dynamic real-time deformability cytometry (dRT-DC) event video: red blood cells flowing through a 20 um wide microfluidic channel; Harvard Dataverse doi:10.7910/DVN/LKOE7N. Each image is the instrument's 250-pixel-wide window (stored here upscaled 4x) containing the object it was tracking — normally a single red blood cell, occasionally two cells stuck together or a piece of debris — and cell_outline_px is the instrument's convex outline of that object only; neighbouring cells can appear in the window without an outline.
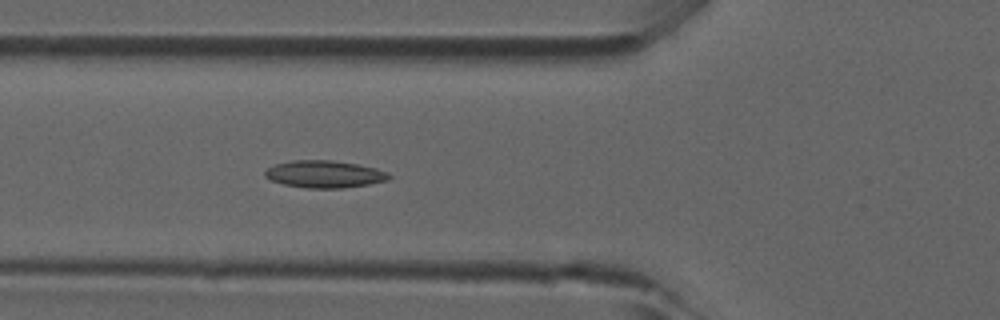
{"species": "common noctule bat (a hibernating species)", "species_latin": "Nyctalus noctula", "temperature_condition": "room temperature", "stored_images_in_passage": 16, "camera_frame_rate_fps": 3000, "um_per_image_px": 0.085, "animal": {"sex": "male", "forearm_length_mm": 52.5}, "frame": {"image": 1, "passage_image": 7, "time_ms": 2.0, "image_size_px": [1000, 320], "cell_outline_px": [[392, 176], [388, 180], [368, 184], [344, 188], [308, 188], [284, 184], [272, 180], [264, 176], [264, 172], [268, 168], [276, 164], [292, 160], [332, 160], [356, 164], [376, 168], [388, 172]], "centroid_in_image_um": [27.6, 14.8], "position_along_channel_um": 98.2, "area_um2": 19.59}}
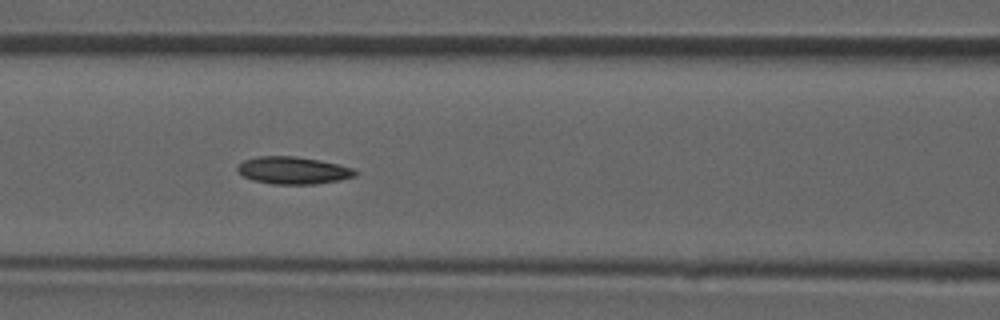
{"frame": {"image": 2, "passage_image": 10, "time_ms": 3.0, "image_size_px": [1000, 320], "cell_outline_px": [[356, 176], [340, 180], [316, 184], [272, 184], [252, 180], [244, 176], [236, 168], [244, 160], [256, 156], [296, 156], [320, 160], [352, 168], [356, 172]], "centroid_in_image_um": [24.91, 14.48], "position_along_channel_um": 141.7, "area_um2": 18.67}}